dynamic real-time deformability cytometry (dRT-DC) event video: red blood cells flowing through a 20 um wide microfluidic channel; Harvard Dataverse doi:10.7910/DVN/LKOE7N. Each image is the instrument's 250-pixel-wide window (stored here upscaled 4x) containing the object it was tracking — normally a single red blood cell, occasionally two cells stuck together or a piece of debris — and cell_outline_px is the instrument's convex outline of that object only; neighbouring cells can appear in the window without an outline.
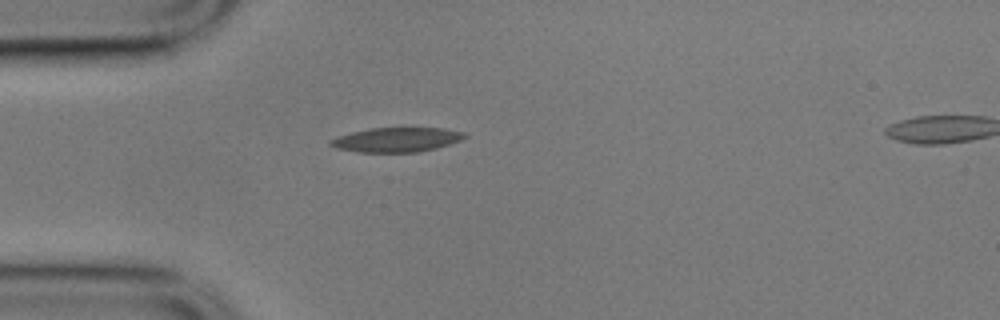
{"species": "common noctule bat (a hibernating species)", "species_latin": "Nyctalus noctula", "temperature_condition": "cold", "stored_images_in_passage": 42, "camera_frame_rate_fps": 3000, "um_per_image_px": 0.085, "animal": {"sex": "male", "body_mass_g": 17.9}, "frame": {"image": 1, "passage_image": 1, "time_ms": 0.0, "image_size_px": [1000, 320], "cell_outline_px": [[468, 136], [460, 140], [436, 148], [420, 152], [356, 152], [336, 148], [328, 144], [328, 140], [336, 136], [352, 132], [372, 128], [444, 128], [464, 132]], "centroid_in_image_um": [33.67, 11.88], "position_along_channel_um": 51.3, "area_um2": 19.19}}
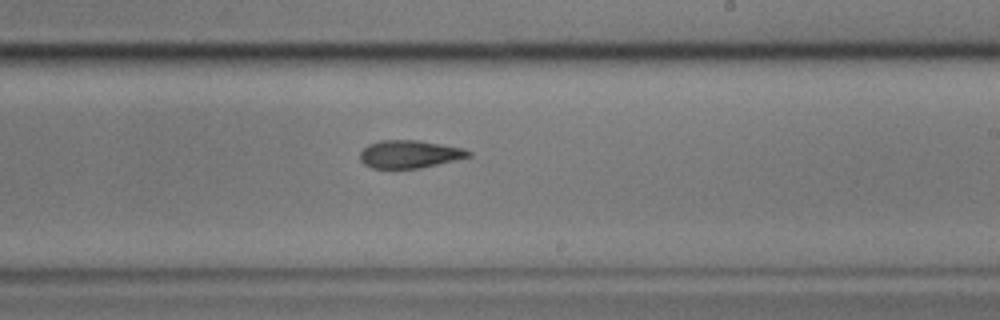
{"frame": {"image": 2, "passage_image": 19, "time_ms": 6.0, "image_size_px": [1000, 320], "cell_outline_px": [[472, 156], [420, 168], [372, 168], [364, 164], [360, 160], [360, 152], [368, 144], [380, 140], [420, 140], [464, 148], [472, 152]], "centroid_in_image_um": [34.82, 13.09], "position_along_channel_um": 254.2, "area_um2": 17.63}}
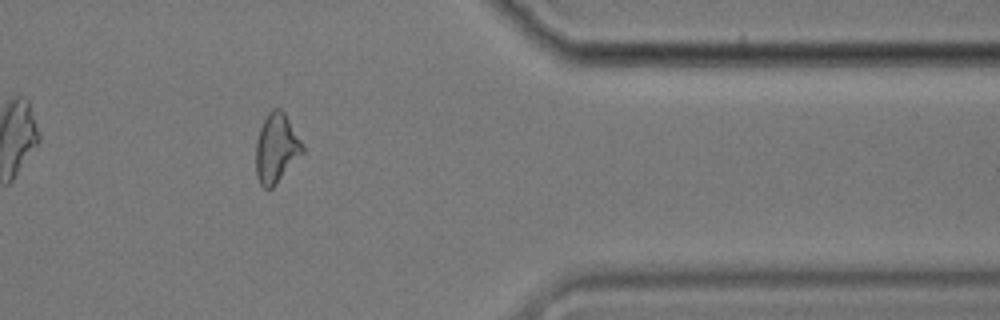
{"frame": {"image": 3, "passage_image": 32, "time_ms": 10.333, "image_size_px": [1000, 320], "cell_outline_px": [[304, 152], [276, 184], [272, 188], [264, 188], [260, 184], [256, 176], [256, 140], [260, 128], [268, 112], [272, 108], [280, 108], [284, 112], [304, 144]], "centroid_in_image_um": [23.49, 12.59], "position_along_channel_um": 387.9, "area_um2": 18.9}, "authors_computed_cell_mechanics": {"area_um2": 18.4382, "velocity_mm_per_s": 3.5166, "shape_relaxation_time_tau1_ms": 10.7718, "shape_relaxation_time_tau2_ms": 4.4796, "deformation_change_tau1": 0.2376, "deformation_change_tau2": 0.1298}}